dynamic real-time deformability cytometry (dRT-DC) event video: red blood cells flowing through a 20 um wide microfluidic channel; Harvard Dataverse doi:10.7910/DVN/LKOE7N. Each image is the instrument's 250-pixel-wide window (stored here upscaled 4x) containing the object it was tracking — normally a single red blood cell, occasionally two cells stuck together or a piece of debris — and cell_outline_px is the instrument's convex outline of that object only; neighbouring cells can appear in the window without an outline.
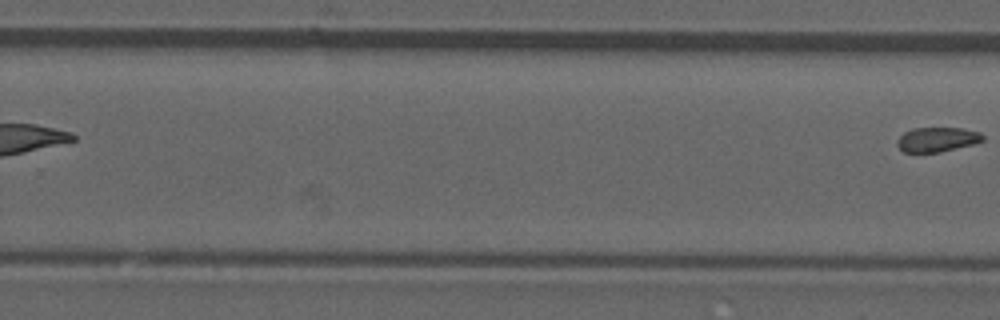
{"species": "common noctule bat (a hibernating species)", "species_latin": "Nyctalus noctula", "temperature_condition": "room temperature", "stored_images_in_passage": 10, "segment_of_instrument_passage": [2, 2], "camera_frame_rate_fps": 3000, "um_per_image_px": 0.085, "animal": {"sex": "male", "forearm_length_mm": 52.5}, "frame": {"image": 1, "passage_image": 10, "time_ms": 3.0, "image_size_px": [1000, 320], "cell_outline_px": [[984, 140], [972, 144], [940, 152], [904, 152], [896, 144], [896, 140], [904, 132], [912, 128], [964, 128], [980, 132], [984, 136]], "centroid_in_image_um": [79.65, 11.84], "position_along_channel_um": 250.2, "area_um2": 12.25}}